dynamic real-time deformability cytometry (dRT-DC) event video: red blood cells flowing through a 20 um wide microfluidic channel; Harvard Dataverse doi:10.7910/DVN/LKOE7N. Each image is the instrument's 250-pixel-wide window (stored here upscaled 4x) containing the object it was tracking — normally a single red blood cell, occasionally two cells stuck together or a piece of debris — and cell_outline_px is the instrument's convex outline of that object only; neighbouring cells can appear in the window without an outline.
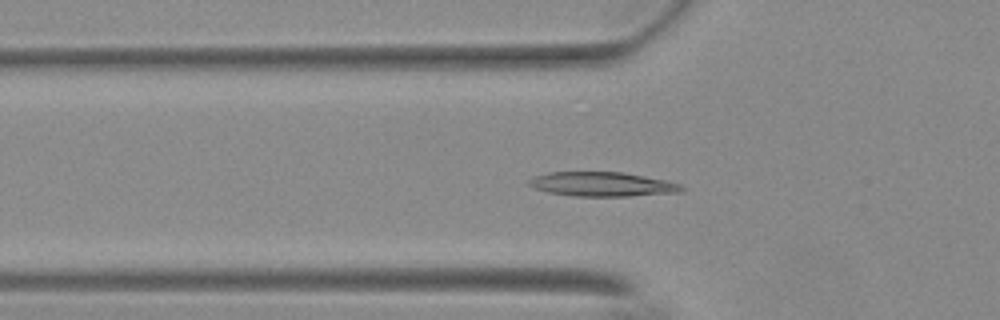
{"species": "Egyptian fruit bat (a non-hibernating species)", "species_latin": "Rousettus aegyptiacus", "temperature_condition": "warm", "stored_images_in_passage": 51, "camera_frame_rate_fps": 3000, "um_per_image_px": 0.085, "animal": {"sex": "female"}, "frame": {"image": 1, "passage_image": 18, "time_ms": 5.667, "image_size_px": [1000, 320], "cell_outline_px": [[684, 192], [628, 196], [572, 196], [548, 192], [532, 188], [524, 184], [524, 180], [548, 172], [620, 172], [664, 180], [680, 184], [684, 188]], "centroid_in_image_um": [51.1, 15.66], "position_along_channel_um": 74.7, "area_um2": 21.79}}
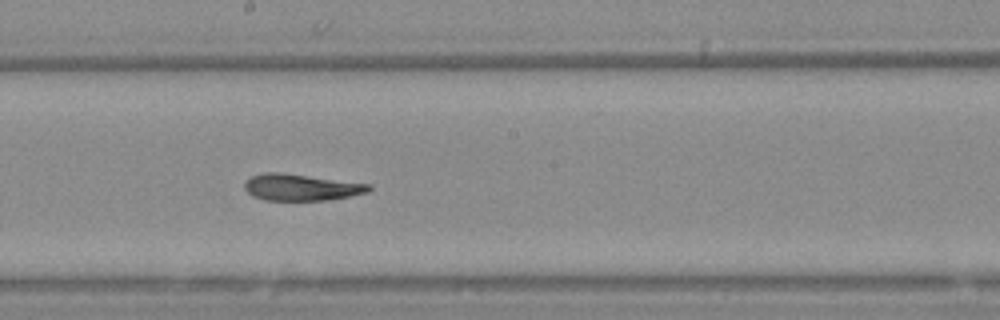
{"frame": {"image": 2, "passage_image": 30, "time_ms": 9.667, "image_size_px": [1000, 320], "cell_outline_px": [[372, 188], [368, 192], [332, 200], [264, 200], [252, 196], [244, 188], [244, 184], [252, 176], [264, 172], [276, 172], [372, 184]], "centroid_in_image_um": [25.62, 15.93], "position_along_channel_um": 222.6, "area_um2": 19.13}}
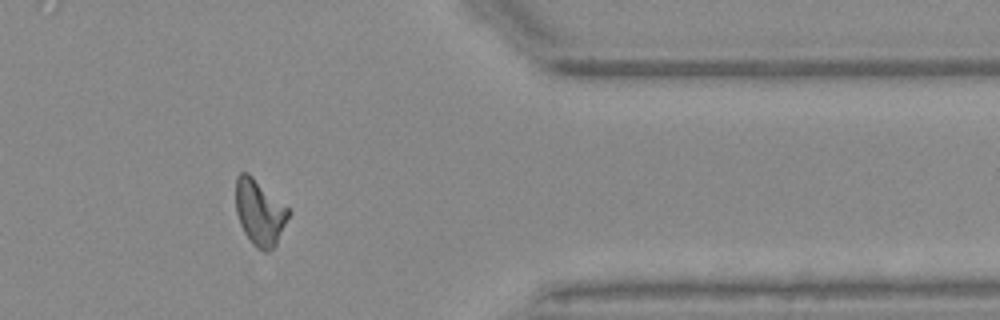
{"frame": {"image": 3, "passage_image": 45, "time_ms": 14.667, "image_size_px": [1000, 320], "cell_outline_px": [[292, 212], [276, 244], [268, 252], [264, 252], [256, 248], [252, 244], [244, 232], [240, 224], [236, 212], [236, 176], [240, 172], [248, 172], [288, 208]], "centroid_in_image_um": [22.07, 18.06], "position_along_channel_um": 389.3, "area_um2": 20.23}}